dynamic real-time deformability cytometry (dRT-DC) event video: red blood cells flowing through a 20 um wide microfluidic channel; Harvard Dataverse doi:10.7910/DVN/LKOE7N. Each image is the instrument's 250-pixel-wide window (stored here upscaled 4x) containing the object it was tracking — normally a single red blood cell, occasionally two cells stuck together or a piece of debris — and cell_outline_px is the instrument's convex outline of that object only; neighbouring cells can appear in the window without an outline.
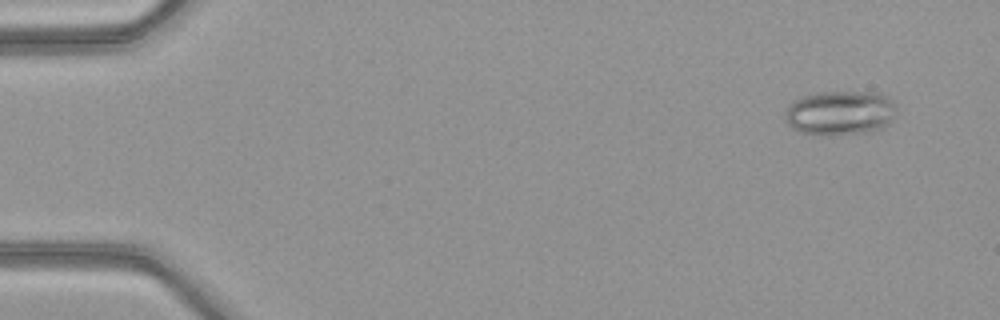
{"species": "common noctule bat (a hibernating species)", "species_latin": "Nyctalus noctula", "temperature_condition": "warm", "stored_images_in_passage": 51, "camera_frame_rate_fps": 3000, "um_per_image_px": 0.085, "animal": {"sex": "female", "body_mass_g": 21.9}, "frame": {"image": 1, "passage_image": 4, "time_ms": 1.0, "image_size_px": [1000, 320], "cell_outline_px": [[896, 116], [884, 128], [872, 132], [820, 136], [804, 132], [792, 128], [784, 120], [784, 116], [792, 100], [800, 96], [816, 92], [880, 92], [888, 96], [896, 108]], "centroid_in_image_um": [71.43, 9.59], "position_along_channel_um": 13.6, "area_um2": 29.48}}
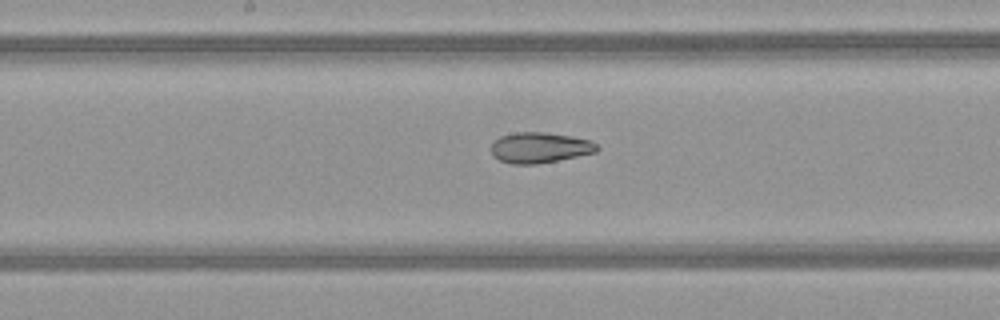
{"frame": {"image": 2, "passage_image": 27, "time_ms": 8.667, "image_size_px": [1000, 320], "cell_outline_px": [[600, 148], [596, 152], [536, 164], [512, 164], [500, 160], [492, 156], [492, 144], [500, 136], [516, 132], [544, 132], [572, 136], [592, 140]], "centroid_in_image_um": [45.89, 12.54], "position_along_channel_um": 202.3, "area_um2": 18.79}}
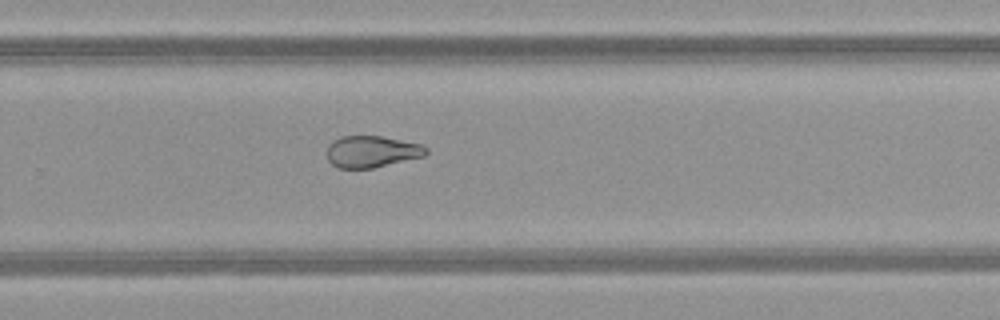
{"frame": {"image": 3, "passage_image": 34, "time_ms": 11.0, "image_size_px": [1000, 320], "cell_outline_px": [[428, 152], [424, 156], [372, 168], [340, 168], [332, 164], [328, 160], [328, 144], [332, 140], [340, 136], [380, 136], [420, 144], [428, 148]], "centroid_in_image_um": [31.58, 12.88], "position_along_channel_um": 298.2, "area_um2": 18.15}, "authors_computed_cell_mechanics": {"area_um2": 23.6402, "velocity_mm_per_s": 4.1348, "shape_relaxation_time_tau1_ms": null, "shape_relaxation_time_tau2_ms": 3.7771, "deformation_change_tau1": null, "deformation_change_tau2": 0.1188}}